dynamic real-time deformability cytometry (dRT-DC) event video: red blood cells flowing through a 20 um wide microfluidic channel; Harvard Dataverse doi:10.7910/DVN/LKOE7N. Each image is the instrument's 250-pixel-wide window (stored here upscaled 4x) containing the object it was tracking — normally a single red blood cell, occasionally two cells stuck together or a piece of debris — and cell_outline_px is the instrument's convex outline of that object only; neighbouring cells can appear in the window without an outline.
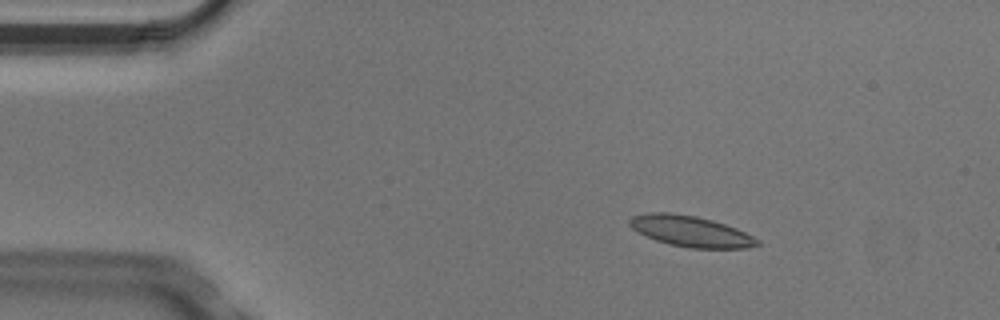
{"species": "Egyptian fruit bat (a non-hibernating species)", "species_latin": "Rousettus aegyptiacus", "temperature_condition": "cold", "stored_images_in_passage": 5, "camera_frame_rate_fps": 3000, "um_per_image_px": 0.085, "animal": {"sex": "male"}, "frame": {"image": 1, "passage_image": 3, "time_ms": 0.667, "image_size_px": [1000, 320], "cell_outline_px": [[760, 244], [748, 248], [688, 248], [668, 244], [656, 240], [632, 228], [628, 224], [628, 220], [632, 216], [652, 212], [668, 212], [696, 216], [712, 220], [736, 228], [760, 240]], "centroid_in_image_um": [58.71, 19.66], "position_along_channel_um": 26.3, "area_um2": 22.83}}
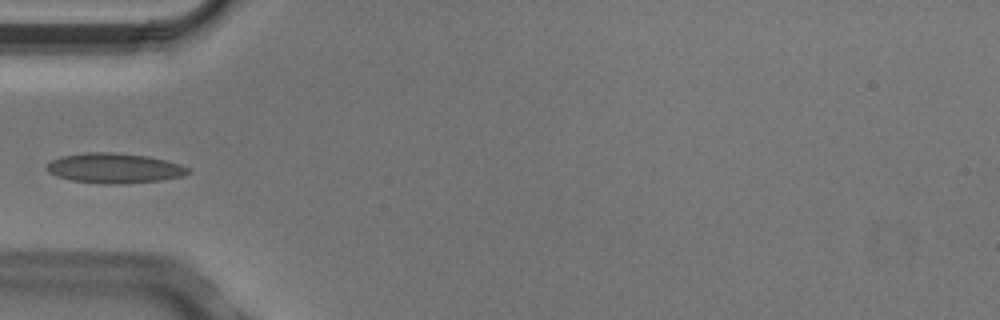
{"frame": {"image": 2, "passage_image": 5, "time_ms": 1.333, "image_size_px": [1000, 320], "cell_outline_px": [[192, 172], [184, 176], [160, 180], [120, 184], [100, 184], [72, 180], [56, 176], [48, 172], [44, 168], [52, 160], [60, 156], [84, 152], [112, 152], [148, 156], [180, 164], [188, 168]], "centroid_in_image_um": [9.7, 14.29], "position_along_channel_um": 75.3, "area_um2": 24.85}}